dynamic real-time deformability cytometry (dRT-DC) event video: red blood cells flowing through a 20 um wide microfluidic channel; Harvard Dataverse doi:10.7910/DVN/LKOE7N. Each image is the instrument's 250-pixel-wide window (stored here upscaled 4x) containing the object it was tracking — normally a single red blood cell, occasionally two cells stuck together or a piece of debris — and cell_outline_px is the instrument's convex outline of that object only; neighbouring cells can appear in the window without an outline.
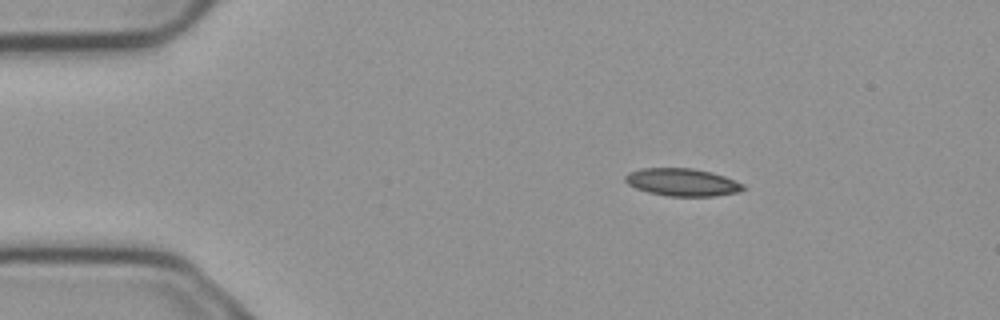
{"species": "common noctule bat (a hibernating species)", "species_latin": "Nyctalus noctula", "temperature_condition": "cold", "stored_images_in_passage": 4, "camera_frame_rate_fps": 3000, "um_per_image_px": 0.085, "animal": {"sex": "male", "body_mass_g": 23.1, "forearm_length_mm": 52.7}, "frame": {"image": 1, "passage_image": 2, "time_ms": 0.333, "image_size_px": [1000, 320], "cell_outline_px": [[748, 188], [740, 192], [712, 196], [668, 196], [648, 192], [636, 188], [628, 184], [624, 180], [624, 176], [628, 172], [640, 168], [692, 168], [712, 172], [724, 176], [744, 184]], "centroid_in_image_um": [58.0, 15.48], "position_along_channel_um": 27.0, "area_um2": 19.13}}